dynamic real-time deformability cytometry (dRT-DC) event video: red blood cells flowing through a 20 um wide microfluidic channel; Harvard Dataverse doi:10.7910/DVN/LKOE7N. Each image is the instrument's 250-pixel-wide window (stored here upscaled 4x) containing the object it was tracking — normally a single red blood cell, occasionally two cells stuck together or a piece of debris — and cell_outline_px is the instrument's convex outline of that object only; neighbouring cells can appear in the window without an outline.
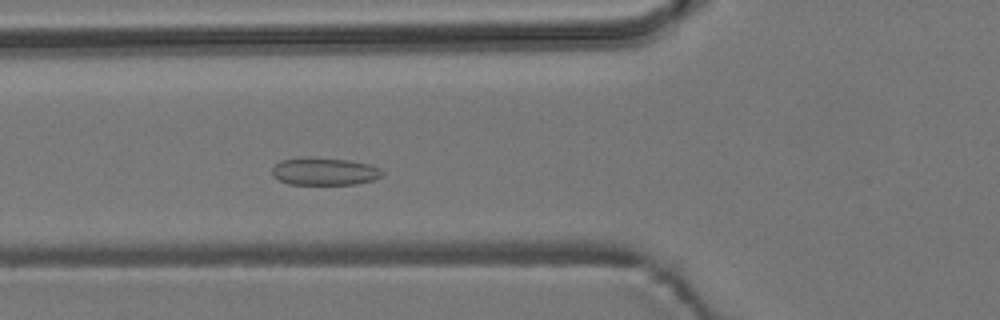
{"species": "common noctule bat (a hibernating species)", "species_latin": "Nyctalus noctula", "temperature_condition": "room temperature", "stored_images_in_passage": 39, "camera_frame_rate_fps": 3000, "um_per_image_px": 0.085, "animal": {"sex": "male", "body_mass_g": 19.2, "forearm_length_mm": 51.8}, "frame": {"image": 1, "passage_image": 4, "time_ms": 1.0, "image_size_px": [1000, 320], "cell_outline_px": [[384, 176], [372, 180], [356, 184], [288, 184], [272, 176], [272, 168], [280, 160], [304, 156], [308, 156], [348, 160], [368, 164], [380, 168], [384, 172]], "centroid_in_image_um": [27.56, 14.56], "position_along_channel_um": 98.2, "area_um2": 17.92}}
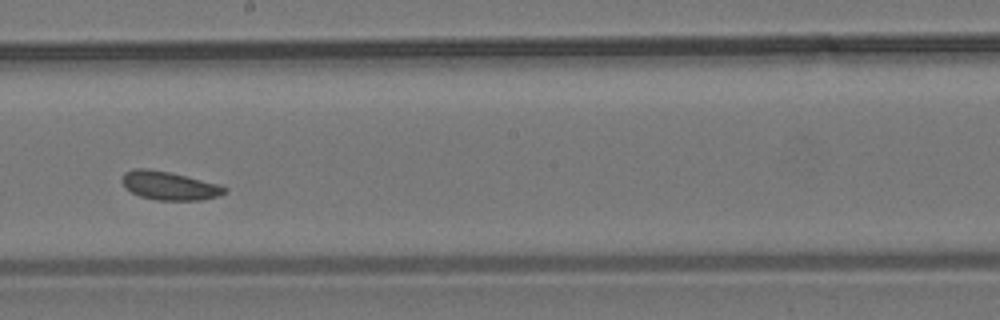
{"frame": {"image": 2, "passage_image": 15, "time_ms": 4.667, "image_size_px": [1000, 320], "cell_outline_px": [[228, 192], [220, 196], [204, 200], [156, 200], [140, 196], [124, 188], [120, 180], [124, 172], [136, 168], [148, 168], [188, 176], [220, 184], [228, 188]], "centroid_in_image_um": [14.41, 15.78], "position_along_channel_um": 233.8, "area_um2": 17.4}}
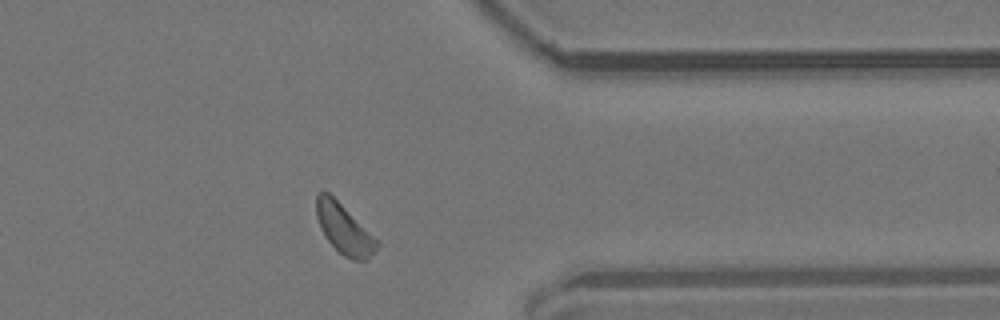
{"frame": {"image": 3, "passage_image": 28, "time_ms": 9.0, "image_size_px": [1000, 320], "cell_outline_px": [[380, 244], [364, 260], [352, 260], [344, 256], [324, 236], [320, 228], [316, 216], [316, 196], [320, 192], [328, 192], [380, 240]], "centroid_in_image_um": [29.25, 19.45], "position_along_channel_um": 382.2, "area_um2": 17.4}, "authors_computed_cell_mechanics": {"area_um2": 17.2822, "velocity_mm_per_s": 3.6945, "shape_relaxation_time_tau1_ms": null, "shape_relaxation_time_tau2_ms": 2.392, "deformation_change_tau1": null, "deformation_change_tau2": 0.0556}}